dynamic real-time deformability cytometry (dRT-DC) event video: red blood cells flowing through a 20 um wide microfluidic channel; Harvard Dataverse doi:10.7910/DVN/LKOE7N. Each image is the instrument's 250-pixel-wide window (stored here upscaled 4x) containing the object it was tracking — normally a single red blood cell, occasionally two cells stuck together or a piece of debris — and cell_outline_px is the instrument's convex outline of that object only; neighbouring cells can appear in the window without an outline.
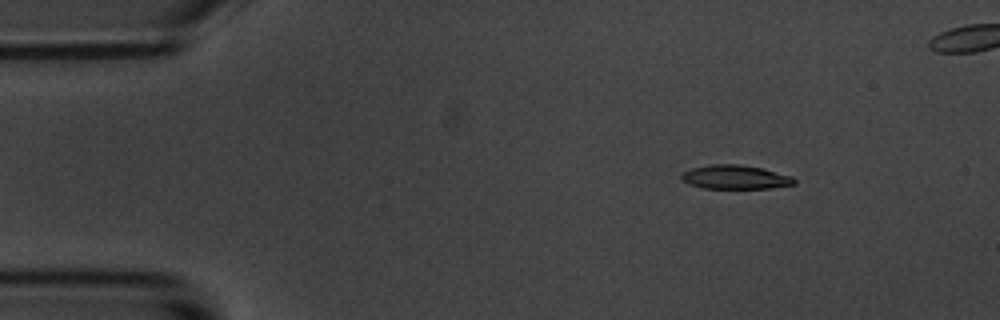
{"species": "common noctule bat (a hibernating species)", "species_latin": "Nyctalus noctula", "temperature_condition": "room temperature", "stored_images_in_passage": 4, "camera_frame_rate_fps": 3000, "um_per_image_px": 0.085, "animal": {"sex": "male", "body_mass_g": 20.1, "forearm_length_mm": 53.5}, "frame": {"image": 1, "passage_image": 1, "time_ms": 0.0, "image_size_px": [1000, 320], "cell_outline_px": [[796, 184], [768, 188], [704, 188], [688, 184], [680, 180], [680, 172], [692, 168], [712, 164], [740, 164], [764, 168], [792, 176], [796, 180]], "centroid_in_image_um": [62.47, 15.05], "position_along_channel_um": 22.5, "area_um2": 15.95}}